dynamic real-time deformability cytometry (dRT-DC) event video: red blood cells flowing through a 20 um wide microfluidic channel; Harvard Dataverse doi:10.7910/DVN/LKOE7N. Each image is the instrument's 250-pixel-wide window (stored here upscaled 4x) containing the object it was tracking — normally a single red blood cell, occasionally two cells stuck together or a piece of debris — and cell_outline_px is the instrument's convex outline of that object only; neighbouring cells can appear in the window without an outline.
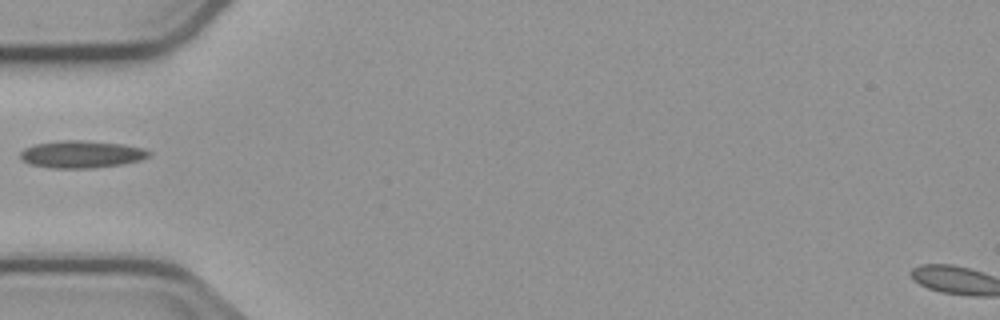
{"species": "common noctule bat (a hibernating species)", "species_latin": "Nyctalus noctula", "temperature_condition": "cold", "stored_images_in_passage": 2, "camera_frame_rate_fps": 3000, "um_per_image_px": 0.085, "animal": {"sex": "male", "body_mass_g": 23.1, "forearm_length_mm": 52.7}, "frame": {"image": 1, "passage_image": 1, "time_ms": 0.0, "image_size_px": [1000, 320], "cell_outline_px": [[152, 152], [148, 156], [140, 160], [124, 164], [92, 168], [52, 168], [32, 164], [24, 160], [20, 156], [20, 152], [24, 148], [36, 144], [64, 140], [80, 140], [120, 144], [140, 148]], "centroid_in_image_um": [6.92, 13.12], "position_along_channel_um": 78.1, "area_um2": 20.11}}
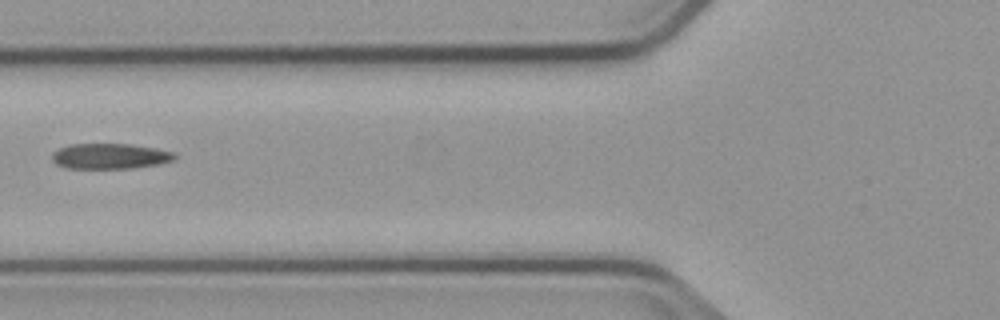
{"frame": {"image": 2, "passage_image": 2, "time_ms": 1.0, "image_size_px": [1000, 320], "cell_outline_px": [[176, 156], [172, 160], [156, 164], [132, 168], [68, 168], [56, 164], [52, 160], [52, 152], [68, 144], [132, 144], [156, 148], [176, 152]], "centroid_in_image_um": [9.33, 13.26], "position_along_channel_um": 116.5, "area_um2": 18.15}}